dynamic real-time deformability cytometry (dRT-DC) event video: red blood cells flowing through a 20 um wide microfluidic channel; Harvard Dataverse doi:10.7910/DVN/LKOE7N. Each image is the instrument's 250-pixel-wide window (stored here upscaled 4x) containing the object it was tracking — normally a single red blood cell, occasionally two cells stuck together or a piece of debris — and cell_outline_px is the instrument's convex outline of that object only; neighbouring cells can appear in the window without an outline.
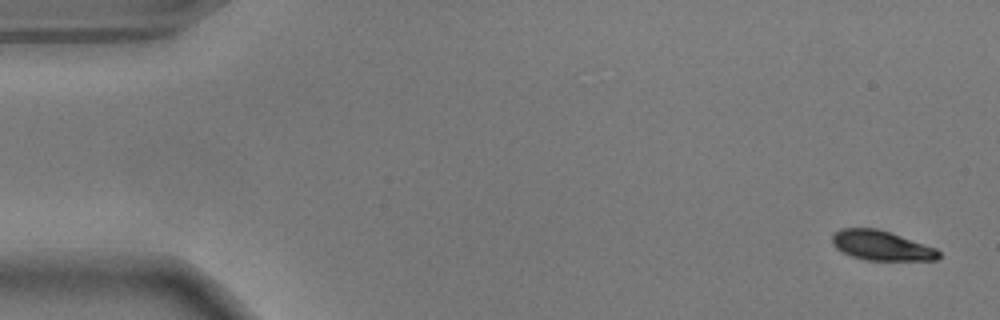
{"species": "common noctule bat (a hibernating species)", "species_latin": "Nyctalus noctula", "temperature_condition": "warm", "stored_images_in_passage": 54, "camera_frame_rate_fps": 3000, "um_per_image_px": 0.085, "animal": {"sex": "male", "body_mass_g": 17.9}, "frame": {"image": 1, "passage_image": 1, "time_ms": 0.0, "image_size_px": [1000, 320], "cell_outline_px": [[940, 256], [936, 260], [864, 260], [852, 256], [836, 248], [832, 244], [832, 236], [840, 228], [876, 228], [936, 248], [940, 252]], "centroid_in_image_um": [74.9, 20.87], "position_along_channel_um": 10.1, "area_um2": 18.21}}
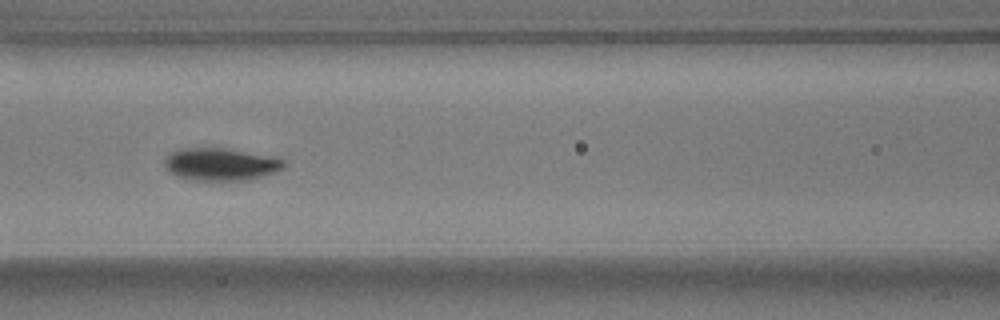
{"frame": {"image": 2, "passage_image": 23, "time_ms": 7.333, "image_size_px": [1000, 320], "cell_outline_px": [[288, 164], [284, 168], [276, 172], [248, 180], [188, 180], [176, 176], [168, 172], [164, 164], [164, 160], [172, 152], [180, 148], [224, 148], [276, 156], [284, 160]], "centroid_in_image_um": [18.79, 13.96], "position_along_channel_um": 147.8, "area_um2": 22.95}}
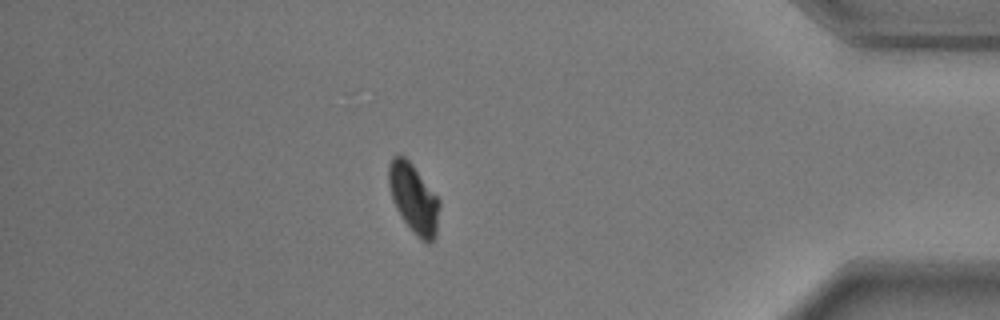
{"frame": {"image": 3, "passage_image": 47, "time_ms": 15.333, "image_size_px": [1000, 320], "cell_outline_px": [[440, 204], [436, 236], [428, 244], [420, 240], [412, 232], [400, 216], [392, 200], [388, 184], [388, 164], [392, 156], [404, 156], [412, 164], [440, 200]], "centroid_in_image_um": [35.15, 16.89], "position_along_channel_um": 400.0, "area_um2": 20.63}, "authors_computed_cell_mechanics": {"area_um2": 21.0681, "velocity_mm_per_s": 3.646, "shape_relaxation_time_tau1_ms": 2.5334, "shape_relaxation_time_tau2_ms": null, "deformation_change_tau1": 0.1369, "deformation_change_tau2": null}}